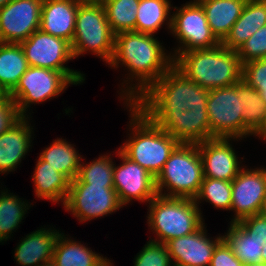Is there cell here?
Instances as JSON below:
<instances>
[{"mask_svg": "<svg viewBox=\"0 0 266 266\" xmlns=\"http://www.w3.org/2000/svg\"><path fill=\"white\" fill-rule=\"evenodd\" d=\"M208 94L173 65L132 104L179 143L199 144L214 138L206 110Z\"/></svg>", "mask_w": 266, "mask_h": 266, "instance_id": "1", "label": "cell"}, {"mask_svg": "<svg viewBox=\"0 0 266 266\" xmlns=\"http://www.w3.org/2000/svg\"><path fill=\"white\" fill-rule=\"evenodd\" d=\"M165 55L162 46L151 34L130 31L115 35L114 53L109 64L117 67L121 61L133 73L132 76L140 80L139 91H134L135 87L128 90L129 100H126L129 104L173 66L174 59Z\"/></svg>", "mask_w": 266, "mask_h": 266, "instance_id": "2", "label": "cell"}, {"mask_svg": "<svg viewBox=\"0 0 266 266\" xmlns=\"http://www.w3.org/2000/svg\"><path fill=\"white\" fill-rule=\"evenodd\" d=\"M173 65L189 80L211 90L228 87L242 80V64L238 52L219 44L211 49L183 52Z\"/></svg>", "mask_w": 266, "mask_h": 266, "instance_id": "3", "label": "cell"}, {"mask_svg": "<svg viewBox=\"0 0 266 266\" xmlns=\"http://www.w3.org/2000/svg\"><path fill=\"white\" fill-rule=\"evenodd\" d=\"M130 107L133 118L131 122L135 124L133 130L135 129L136 134L133 133L134 137L130 138L120 151L156 178L180 143L158 125L152 123L132 103Z\"/></svg>", "mask_w": 266, "mask_h": 266, "instance_id": "4", "label": "cell"}, {"mask_svg": "<svg viewBox=\"0 0 266 266\" xmlns=\"http://www.w3.org/2000/svg\"><path fill=\"white\" fill-rule=\"evenodd\" d=\"M149 204L148 224L161 240L156 242L166 244L174 238L196 232L204 224L194 199L157 194Z\"/></svg>", "mask_w": 266, "mask_h": 266, "instance_id": "5", "label": "cell"}, {"mask_svg": "<svg viewBox=\"0 0 266 266\" xmlns=\"http://www.w3.org/2000/svg\"><path fill=\"white\" fill-rule=\"evenodd\" d=\"M203 178V164L198 144L180 143L156 177V190L159 195L166 197L194 199ZM163 187H168L170 193L162 194Z\"/></svg>", "mask_w": 266, "mask_h": 266, "instance_id": "6", "label": "cell"}, {"mask_svg": "<svg viewBox=\"0 0 266 266\" xmlns=\"http://www.w3.org/2000/svg\"><path fill=\"white\" fill-rule=\"evenodd\" d=\"M114 42L115 34L107 21L105 8L80 3L71 43L74 58L91 50L109 63L114 53Z\"/></svg>", "mask_w": 266, "mask_h": 266, "instance_id": "7", "label": "cell"}, {"mask_svg": "<svg viewBox=\"0 0 266 266\" xmlns=\"http://www.w3.org/2000/svg\"><path fill=\"white\" fill-rule=\"evenodd\" d=\"M209 130L214 138L243 137L242 80L234 85L209 90Z\"/></svg>", "mask_w": 266, "mask_h": 266, "instance_id": "8", "label": "cell"}, {"mask_svg": "<svg viewBox=\"0 0 266 266\" xmlns=\"http://www.w3.org/2000/svg\"><path fill=\"white\" fill-rule=\"evenodd\" d=\"M20 45L29 66L61 71L74 84L84 81L83 74L63 65L74 58L69 41L38 29L27 40L20 42Z\"/></svg>", "mask_w": 266, "mask_h": 266, "instance_id": "9", "label": "cell"}, {"mask_svg": "<svg viewBox=\"0 0 266 266\" xmlns=\"http://www.w3.org/2000/svg\"><path fill=\"white\" fill-rule=\"evenodd\" d=\"M64 206L81 222L113 213L122 204L114 185L86 184L76 177L70 182Z\"/></svg>", "mask_w": 266, "mask_h": 266, "instance_id": "10", "label": "cell"}, {"mask_svg": "<svg viewBox=\"0 0 266 266\" xmlns=\"http://www.w3.org/2000/svg\"><path fill=\"white\" fill-rule=\"evenodd\" d=\"M67 84L74 83L61 71L29 66L9 96L15 102L18 114L26 116L30 103L59 95Z\"/></svg>", "mask_w": 266, "mask_h": 266, "instance_id": "11", "label": "cell"}, {"mask_svg": "<svg viewBox=\"0 0 266 266\" xmlns=\"http://www.w3.org/2000/svg\"><path fill=\"white\" fill-rule=\"evenodd\" d=\"M168 19L169 28L185 47L176 50L178 55L192 50L211 49L221 44L211 32L205 11L197 0L183 6Z\"/></svg>", "mask_w": 266, "mask_h": 266, "instance_id": "12", "label": "cell"}, {"mask_svg": "<svg viewBox=\"0 0 266 266\" xmlns=\"http://www.w3.org/2000/svg\"><path fill=\"white\" fill-rule=\"evenodd\" d=\"M43 0H11L0 8V42L20 43L39 29Z\"/></svg>", "mask_w": 266, "mask_h": 266, "instance_id": "13", "label": "cell"}, {"mask_svg": "<svg viewBox=\"0 0 266 266\" xmlns=\"http://www.w3.org/2000/svg\"><path fill=\"white\" fill-rule=\"evenodd\" d=\"M266 198V169L245 170L232 180V203L230 210L236 216L232 222L260 214Z\"/></svg>", "mask_w": 266, "mask_h": 266, "instance_id": "14", "label": "cell"}, {"mask_svg": "<svg viewBox=\"0 0 266 266\" xmlns=\"http://www.w3.org/2000/svg\"><path fill=\"white\" fill-rule=\"evenodd\" d=\"M123 164L114 166L113 185L122 205L128 203L131 198L137 200L151 201L158 193L156 190V178L141 167L138 163L131 161L121 151L118 152Z\"/></svg>", "mask_w": 266, "mask_h": 266, "instance_id": "15", "label": "cell"}, {"mask_svg": "<svg viewBox=\"0 0 266 266\" xmlns=\"http://www.w3.org/2000/svg\"><path fill=\"white\" fill-rule=\"evenodd\" d=\"M204 225L196 232L174 238L166 243L171 260L182 266H210L211 258L216 246L223 240L219 236L216 240L206 238Z\"/></svg>", "mask_w": 266, "mask_h": 266, "instance_id": "16", "label": "cell"}, {"mask_svg": "<svg viewBox=\"0 0 266 266\" xmlns=\"http://www.w3.org/2000/svg\"><path fill=\"white\" fill-rule=\"evenodd\" d=\"M198 151L203 164V175L206 178L232 181L241 171L229 138L203 141L198 144Z\"/></svg>", "mask_w": 266, "mask_h": 266, "instance_id": "17", "label": "cell"}, {"mask_svg": "<svg viewBox=\"0 0 266 266\" xmlns=\"http://www.w3.org/2000/svg\"><path fill=\"white\" fill-rule=\"evenodd\" d=\"M78 0H43L39 29L72 43Z\"/></svg>", "mask_w": 266, "mask_h": 266, "instance_id": "18", "label": "cell"}, {"mask_svg": "<svg viewBox=\"0 0 266 266\" xmlns=\"http://www.w3.org/2000/svg\"><path fill=\"white\" fill-rule=\"evenodd\" d=\"M21 116L0 135V172L12 171L31 146V129Z\"/></svg>", "mask_w": 266, "mask_h": 266, "instance_id": "19", "label": "cell"}, {"mask_svg": "<svg viewBox=\"0 0 266 266\" xmlns=\"http://www.w3.org/2000/svg\"><path fill=\"white\" fill-rule=\"evenodd\" d=\"M263 25H266V0H247L240 17L221 45L227 49L238 51Z\"/></svg>", "mask_w": 266, "mask_h": 266, "instance_id": "20", "label": "cell"}, {"mask_svg": "<svg viewBox=\"0 0 266 266\" xmlns=\"http://www.w3.org/2000/svg\"><path fill=\"white\" fill-rule=\"evenodd\" d=\"M203 7L211 32L221 43L240 17L247 0H197Z\"/></svg>", "mask_w": 266, "mask_h": 266, "instance_id": "21", "label": "cell"}, {"mask_svg": "<svg viewBox=\"0 0 266 266\" xmlns=\"http://www.w3.org/2000/svg\"><path fill=\"white\" fill-rule=\"evenodd\" d=\"M59 232L49 229L37 230L21 241L15 251V259L23 266H39L40 262L53 260V253Z\"/></svg>", "mask_w": 266, "mask_h": 266, "instance_id": "22", "label": "cell"}, {"mask_svg": "<svg viewBox=\"0 0 266 266\" xmlns=\"http://www.w3.org/2000/svg\"><path fill=\"white\" fill-rule=\"evenodd\" d=\"M29 65L20 43L0 42V87L10 94Z\"/></svg>", "mask_w": 266, "mask_h": 266, "instance_id": "23", "label": "cell"}, {"mask_svg": "<svg viewBox=\"0 0 266 266\" xmlns=\"http://www.w3.org/2000/svg\"><path fill=\"white\" fill-rule=\"evenodd\" d=\"M33 179L38 198L50 199L53 202L63 200L64 204L71 182L65 175L39 157Z\"/></svg>", "mask_w": 266, "mask_h": 266, "instance_id": "24", "label": "cell"}, {"mask_svg": "<svg viewBox=\"0 0 266 266\" xmlns=\"http://www.w3.org/2000/svg\"><path fill=\"white\" fill-rule=\"evenodd\" d=\"M64 238L59 234L55 243L53 260L57 266H102L107 262L86 246Z\"/></svg>", "mask_w": 266, "mask_h": 266, "instance_id": "25", "label": "cell"}, {"mask_svg": "<svg viewBox=\"0 0 266 266\" xmlns=\"http://www.w3.org/2000/svg\"><path fill=\"white\" fill-rule=\"evenodd\" d=\"M40 158L70 181L78 176L81 157L75 148L64 140L58 139L53 142L40 154Z\"/></svg>", "mask_w": 266, "mask_h": 266, "instance_id": "26", "label": "cell"}, {"mask_svg": "<svg viewBox=\"0 0 266 266\" xmlns=\"http://www.w3.org/2000/svg\"><path fill=\"white\" fill-rule=\"evenodd\" d=\"M223 240L244 265L262 262V242L250 237L237 222H231L229 231L223 236Z\"/></svg>", "mask_w": 266, "mask_h": 266, "instance_id": "27", "label": "cell"}, {"mask_svg": "<svg viewBox=\"0 0 266 266\" xmlns=\"http://www.w3.org/2000/svg\"><path fill=\"white\" fill-rule=\"evenodd\" d=\"M243 136L258 135L266 126V104L253 87L242 80Z\"/></svg>", "mask_w": 266, "mask_h": 266, "instance_id": "28", "label": "cell"}, {"mask_svg": "<svg viewBox=\"0 0 266 266\" xmlns=\"http://www.w3.org/2000/svg\"><path fill=\"white\" fill-rule=\"evenodd\" d=\"M169 12L168 0H140L136 12V32L153 35L168 18Z\"/></svg>", "mask_w": 266, "mask_h": 266, "instance_id": "29", "label": "cell"}, {"mask_svg": "<svg viewBox=\"0 0 266 266\" xmlns=\"http://www.w3.org/2000/svg\"><path fill=\"white\" fill-rule=\"evenodd\" d=\"M140 0H111L104 8L112 32H136V12Z\"/></svg>", "mask_w": 266, "mask_h": 266, "instance_id": "30", "label": "cell"}, {"mask_svg": "<svg viewBox=\"0 0 266 266\" xmlns=\"http://www.w3.org/2000/svg\"><path fill=\"white\" fill-rule=\"evenodd\" d=\"M17 196L9 195L5 191L0 196V242L8 239V235L18 227L28 205Z\"/></svg>", "mask_w": 266, "mask_h": 266, "instance_id": "31", "label": "cell"}, {"mask_svg": "<svg viewBox=\"0 0 266 266\" xmlns=\"http://www.w3.org/2000/svg\"><path fill=\"white\" fill-rule=\"evenodd\" d=\"M202 198L209 200L216 208L230 210L232 181L204 177L194 201L197 203Z\"/></svg>", "mask_w": 266, "mask_h": 266, "instance_id": "32", "label": "cell"}, {"mask_svg": "<svg viewBox=\"0 0 266 266\" xmlns=\"http://www.w3.org/2000/svg\"><path fill=\"white\" fill-rule=\"evenodd\" d=\"M114 164L110 157L100 156L96 161L79 167L78 178L91 185H113Z\"/></svg>", "mask_w": 266, "mask_h": 266, "instance_id": "33", "label": "cell"}, {"mask_svg": "<svg viewBox=\"0 0 266 266\" xmlns=\"http://www.w3.org/2000/svg\"><path fill=\"white\" fill-rule=\"evenodd\" d=\"M242 80L256 89L266 104V58L251 60L243 64Z\"/></svg>", "mask_w": 266, "mask_h": 266, "instance_id": "34", "label": "cell"}, {"mask_svg": "<svg viewBox=\"0 0 266 266\" xmlns=\"http://www.w3.org/2000/svg\"><path fill=\"white\" fill-rule=\"evenodd\" d=\"M134 266H171L167 245L150 240L137 255Z\"/></svg>", "mask_w": 266, "mask_h": 266, "instance_id": "35", "label": "cell"}, {"mask_svg": "<svg viewBox=\"0 0 266 266\" xmlns=\"http://www.w3.org/2000/svg\"><path fill=\"white\" fill-rule=\"evenodd\" d=\"M241 64L266 58V25L260 27L237 51Z\"/></svg>", "mask_w": 266, "mask_h": 266, "instance_id": "36", "label": "cell"}, {"mask_svg": "<svg viewBox=\"0 0 266 266\" xmlns=\"http://www.w3.org/2000/svg\"><path fill=\"white\" fill-rule=\"evenodd\" d=\"M237 223L250 235L262 244L266 243V217L263 214H256L245 217Z\"/></svg>", "mask_w": 266, "mask_h": 266, "instance_id": "37", "label": "cell"}, {"mask_svg": "<svg viewBox=\"0 0 266 266\" xmlns=\"http://www.w3.org/2000/svg\"><path fill=\"white\" fill-rule=\"evenodd\" d=\"M21 116L18 114L15 102L9 94L0 98V135L4 133Z\"/></svg>", "mask_w": 266, "mask_h": 266, "instance_id": "38", "label": "cell"}, {"mask_svg": "<svg viewBox=\"0 0 266 266\" xmlns=\"http://www.w3.org/2000/svg\"><path fill=\"white\" fill-rule=\"evenodd\" d=\"M210 266H244L231 248L222 240L215 248Z\"/></svg>", "mask_w": 266, "mask_h": 266, "instance_id": "39", "label": "cell"}, {"mask_svg": "<svg viewBox=\"0 0 266 266\" xmlns=\"http://www.w3.org/2000/svg\"><path fill=\"white\" fill-rule=\"evenodd\" d=\"M81 4L84 5H94V6H105L111 0H78Z\"/></svg>", "mask_w": 266, "mask_h": 266, "instance_id": "40", "label": "cell"}, {"mask_svg": "<svg viewBox=\"0 0 266 266\" xmlns=\"http://www.w3.org/2000/svg\"><path fill=\"white\" fill-rule=\"evenodd\" d=\"M261 253H262V262L266 263V243L263 244Z\"/></svg>", "mask_w": 266, "mask_h": 266, "instance_id": "41", "label": "cell"}, {"mask_svg": "<svg viewBox=\"0 0 266 266\" xmlns=\"http://www.w3.org/2000/svg\"><path fill=\"white\" fill-rule=\"evenodd\" d=\"M39 266H57L54 260H50L48 262H44L43 264H39Z\"/></svg>", "mask_w": 266, "mask_h": 266, "instance_id": "42", "label": "cell"}, {"mask_svg": "<svg viewBox=\"0 0 266 266\" xmlns=\"http://www.w3.org/2000/svg\"><path fill=\"white\" fill-rule=\"evenodd\" d=\"M261 214H263L266 217V198L264 200V204H263V208H262Z\"/></svg>", "mask_w": 266, "mask_h": 266, "instance_id": "43", "label": "cell"}, {"mask_svg": "<svg viewBox=\"0 0 266 266\" xmlns=\"http://www.w3.org/2000/svg\"><path fill=\"white\" fill-rule=\"evenodd\" d=\"M258 135H261L262 138L266 139V126Z\"/></svg>", "mask_w": 266, "mask_h": 266, "instance_id": "44", "label": "cell"}, {"mask_svg": "<svg viewBox=\"0 0 266 266\" xmlns=\"http://www.w3.org/2000/svg\"><path fill=\"white\" fill-rule=\"evenodd\" d=\"M244 266H266V263L261 262V263H257V264H247V265H244Z\"/></svg>", "mask_w": 266, "mask_h": 266, "instance_id": "45", "label": "cell"}, {"mask_svg": "<svg viewBox=\"0 0 266 266\" xmlns=\"http://www.w3.org/2000/svg\"><path fill=\"white\" fill-rule=\"evenodd\" d=\"M11 0H0V8L5 6L8 2H10Z\"/></svg>", "mask_w": 266, "mask_h": 266, "instance_id": "46", "label": "cell"}, {"mask_svg": "<svg viewBox=\"0 0 266 266\" xmlns=\"http://www.w3.org/2000/svg\"><path fill=\"white\" fill-rule=\"evenodd\" d=\"M6 93L3 91V89L0 87V98L4 97Z\"/></svg>", "mask_w": 266, "mask_h": 266, "instance_id": "47", "label": "cell"}, {"mask_svg": "<svg viewBox=\"0 0 266 266\" xmlns=\"http://www.w3.org/2000/svg\"><path fill=\"white\" fill-rule=\"evenodd\" d=\"M112 263H110L109 261H107L106 263H104L102 266H112Z\"/></svg>", "mask_w": 266, "mask_h": 266, "instance_id": "48", "label": "cell"}]
</instances>
